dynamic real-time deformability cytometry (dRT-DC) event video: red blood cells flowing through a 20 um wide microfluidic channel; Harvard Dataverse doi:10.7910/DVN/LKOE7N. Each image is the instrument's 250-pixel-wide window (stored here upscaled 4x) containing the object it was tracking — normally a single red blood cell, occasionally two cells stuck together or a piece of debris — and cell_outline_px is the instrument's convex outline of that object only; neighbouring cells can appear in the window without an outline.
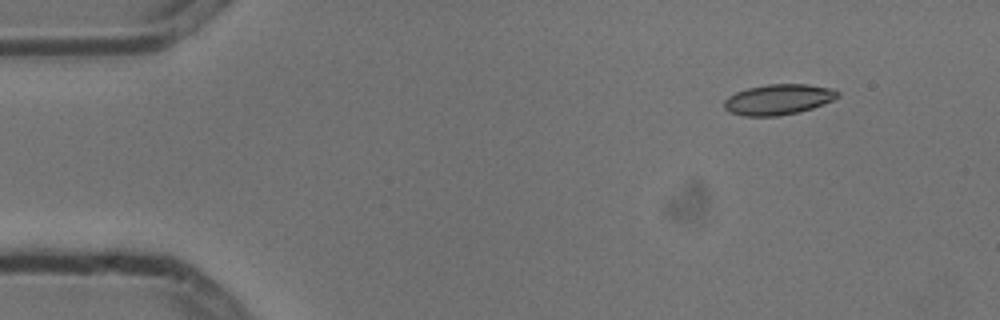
{"species": "common noctule bat (a hibernating species)", "species_latin": "Nyctalus noctula", "temperature_condition": "cold", "stored_images_in_passage": 6, "camera_frame_rate_fps": 3000, "um_per_image_px": 0.085, "animal": {"sex": "male", "body_mass_g": 13.3}, "frame": {"image": 1, "passage_image": 1, "time_ms": 0.0, "image_size_px": [1000, 320], "cell_outline_px": [[840, 96], [832, 100], [812, 108], [796, 112], [776, 116], [744, 116], [728, 112], [724, 108], [724, 100], [728, 96], [736, 92], [748, 88], [768, 84], [808, 84], [832, 88], [840, 92]], "centroid_in_image_um": [66.14, 8.45], "position_along_channel_um": 18.9, "area_um2": 20.17}}
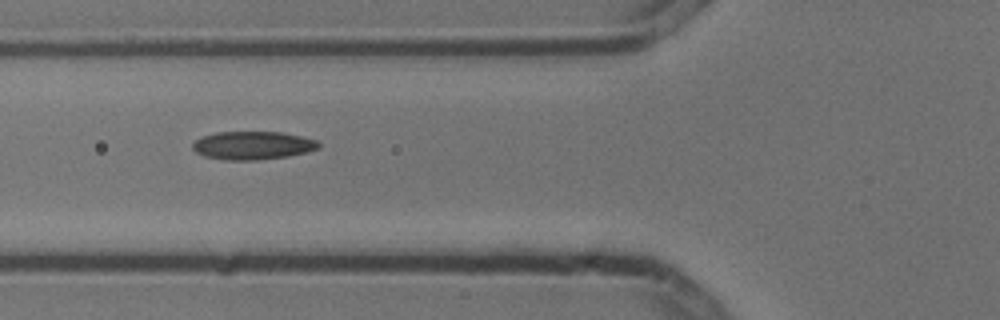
{"frame": {"image": 2, "passage_image": 5, "time_ms": 1.333, "image_size_px": [1000, 320], "cell_outline_px": [[320, 148], [308, 152], [288, 156], [256, 160], [224, 160], [204, 156], [196, 152], [192, 148], [192, 144], [196, 140], [204, 136], [216, 132], [284, 132], [316, 140], [320, 144]], "centroid_in_image_um": [21.49, 12.36], "position_along_channel_um": 104.3, "area_um2": 20.75}}
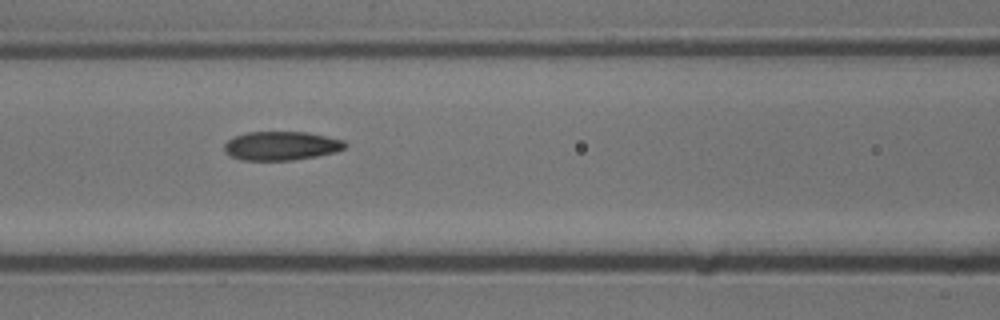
{"frame": {"image": 3, "passage_image": 6, "time_ms": 1.667, "image_size_px": [1000, 320], "cell_outline_px": [[348, 144], [344, 148], [336, 152], [316, 156], [292, 160], [240, 160], [228, 156], [224, 152], [224, 144], [228, 140], [236, 136], [248, 132], [308, 132], [344, 140]], "centroid_in_image_um": [23.89, 12.4], "position_along_channel_um": 142.7, "area_um2": 20.4}}